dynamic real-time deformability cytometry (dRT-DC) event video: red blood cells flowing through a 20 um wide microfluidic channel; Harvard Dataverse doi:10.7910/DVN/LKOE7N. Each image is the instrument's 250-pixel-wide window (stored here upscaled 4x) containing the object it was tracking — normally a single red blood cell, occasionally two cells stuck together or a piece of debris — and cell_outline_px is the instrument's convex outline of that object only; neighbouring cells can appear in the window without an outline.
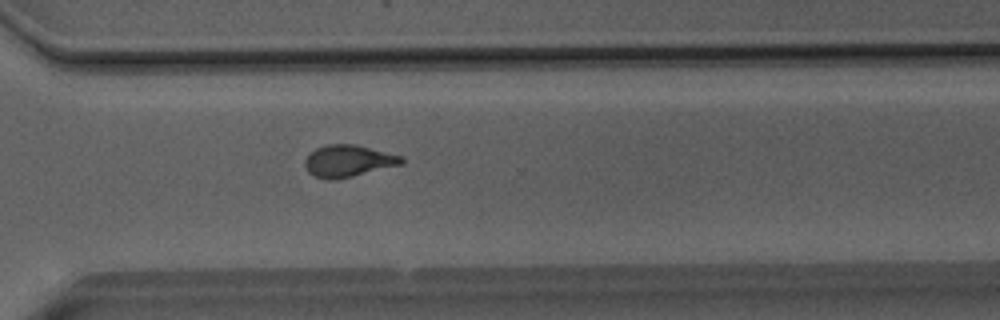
{"species": "Egyptian fruit bat (a non-hibernating species)", "species_latin": "Rousettus aegyptiacus", "temperature_condition": "room temperature", "stored_images_in_passage": 41, "camera_frame_rate_fps": 3000, "um_per_image_px": 0.085, "animal": {"sex": "male"}, "frame": {"image": 1, "passage_image": 27, "time_ms": 8.667, "image_size_px": [1000, 320], "cell_outline_px": [[404, 164], [336, 180], [328, 180], [316, 176], [308, 172], [304, 164], [304, 160], [316, 148], [328, 144], [352, 144], [404, 156]], "centroid_in_image_um": [29.62, 13.69], "position_along_channel_um": 341.0, "area_um2": 17.92}}
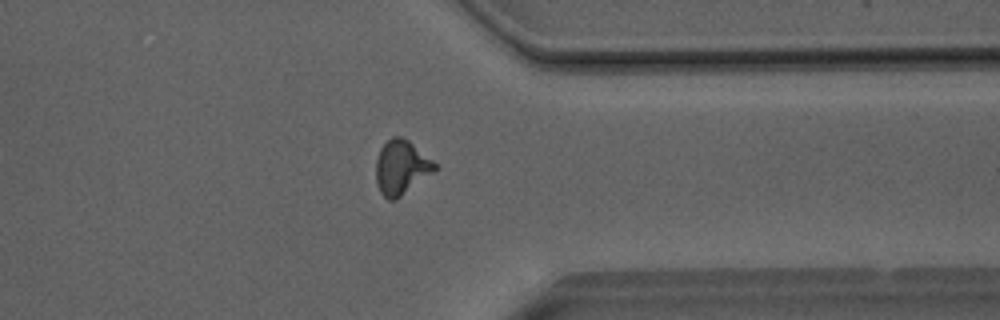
{"frame": {"image": 2, "passage_image": 30, "time_ms": 9.667, "image_size_px": [1000, 320], "cell_outline_px": [[436, 168], [432, 172], [396, 200], [388, 200], [380, 192], [376, 180], [376, 160], [380, 148], [392, 136], [400, 136], [408, 140], [432, 160], [436, 164]], "centroid_in_image_um": [34.07, 14.22], "position_along_channel_um": 377.3, "area_um2": 18.26}}
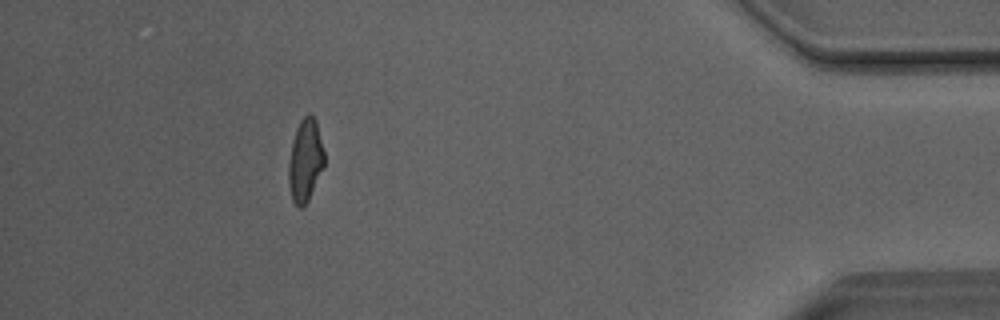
{"frame": {"image": 3, "passage_image": 36, "time_ms": 11.667, "image_size_px": [1000, 320], "cell_outline_px": [[324, 168], [308, 200], [300, 208], [292, 200], [288, 180], [288, 164], [292, 140], [296, 128], [300, 120], [308, 112], [316, 120], [324, 152]], "centroid_in_image_um": [25.94, 13.61], "position_along_channel_um": 409.3, "area_um2": 17.22}, "authors_computed_cell_mechanics": {"area_um2": 17.5712, "velocity_mm_per_s": 4.0756, "shape_relaxation_time_tau1_ms": 5.6913, "shape_relaxation_time_tau2_ms": 1.316, "deformation_change_tau1": 0.1753, "deformation_change_tau2": 0.0871}}